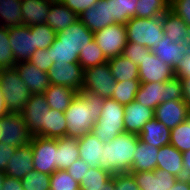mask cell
<instances>
[{
	"instance_id": "29",
	"label": "cell",
	"mask_w": 190,
	"mask_h": 190,
	"mask_svg": "<svg viewBox=\"0 0 190 190\" xmlns=\"http://www.w3.org/2000/svg\"><path fill=\"white\" fill-rule=\"evenodd\" d=\"M187 47L183 42L176 44L171 42V39L167 36L158 43L156 47L151 49V52L157 56L159 60H163L165 64H168L175 69L179 62L184 58V51Z\"/></svg>"
},
{
	"instance_id": "44",
	"label": "cell",
	"mask_w": 190,
	"mask_h": 190,
	"mask_svg": "<svg viewBox=\"0 0 190 190\" xmlns=\"http://www.w3.org/2000/svg\"><path fill=\"white\" fill-rule=\"evenodd\" d=\"M50 190H80V184L66 170L58 169L50 176Z\"/></svg>"
},
{
	"instance_id": "56",
	"label": "cell",
	"mask_w": 190,
	"mask_h": 190,
	"mask_svg": "<svg viewBox=\"0 0 190 190\" xmlns=\"http://www.w3.org/2000/svg\"><path fill=\"white\" fill-rule=\"evenodd\" d=\"M170 190H190V178H178Z\"/></svg>"
},
{
	"instance_id": "3",
	"label": "cell",
	"mask_w": 190,
	"mask_h": 190,
	"mask_svg": "<svg viewBox=\"0 0 190 190\" xmlns=\"http://www.w3.org/2000/svg\"><path fill=\"white\" fill-rule=\"evenodd\" d=\"M137 102L143 106L154 109L164 102L170 100H183V92L181 80L177 76H173L163 83H144L140 85L136 93Z\"/></svg>"
},
{
	"instance_id": "37",
	"label": "cell",
	"mask_w": 190,
	"mask_h": 190,
	"mask_svg": "<svg viewBox=\"0 0 190 190\" xmlns=\"http://www.w3.org/2000/svg\"><path fill=\"white\" fill-rule=\"evenodd\" d=\"M141 82L139 79H131L116 82L113 86V94L111 99L116 100L121 105H127L136 99V93L139 90Z\"/></svg>"
},
{
	"instance_id": "5",
	"label": "cell",
	"mask_w": 190,
	"mask_h": 190,
	"mask_svg": "<svg viewBox=\"0 0 190 190\" xmlns=\"http://www.w3.org/2000/svg\"><path fill=\"white\" fill-rule=\"evenodd\" d=\"M0 89L8 112L20 113L31 97V92L15 68L0 70Z\"/></svg>"
},
{
	"instance_id": "33",
	"label": "cell",
	"mask_w": 190,
	"mask_h": 190,
	"mask_svg": "<svg viewBox=\"0 0 190 190\" xmlns=\"http://www.w3.org/2000/svg\"><path fill=\"white\" fill-rule=\"evenodd\" d=\"M67 133V120L64 112L51 109L47 112L46 126L36 135L46 138L65 137Z\"/></svg>"
},
{
	"instance_id": "41",
	"label": "cell",
	"mask_w": 190,
	"mask_h": 190,
	"mask_svg": "<svg viewBox=\"0 0 190 190\" xmlns=\"http://www.w3.org/2000/svg\"><path fill=\"white\" fill-rule=\"evenodd\" d=\"M47 53L51 56V61L58 63H78L79 53L74 48L59 44L56 38L51 46L47 48Z\"/></svg>"
},
{
	"instance_id": "48",
	"label": "cell",
	"mask_w": 190,
	"mask_h": 190,
	"mask_svg": "<svg viewBox=\"0 0 190 190\" xmlns=\"http://www.w3.org/2000/svg\"><path fill=\"white\" fill-rule=\"evenodd\" d=\"M114 188L115 190H140L129 172L114 174Z\"/></svg>"
},
{
	"instance_id": "32",
	"label": "cell",
	"mask_w": 190,
	"mask_h": 190,
	"mask_svg": "<svg viewBox=\"0 0 190 190\" xmlns=\"http://www.w3.org/2000/svg\"><path fill=\"white\" fill-rule=\"evenodd\" d=\"M108 65L116 82L139 79L138 65L134 64L123 55H118L109 59Z\"/></svg>"
},
{
	"instance_id": "46",
	"label": "cell",
	"mask_w": 190,
	"mask_h": 190,
	"mask_svg": "<svg viewBox=\"0 0 190 190\" xmlns=\"http://www.w3.org/2000/svg\"><path fill=\"white\" fill-rule=\"evenodd\" d=\"M151 52V49L134 42H127L122 55L136 65H140L142 60Z\"/></svg>"
},
{
	"instance_id": "23",
	"label": "cell",
	"mask_w": 190,
	"mask_h": 190,
	"mask_svg": "<svg viewBox=\"0 0 190 190\" xmlns=\"http://www.w3.org/2000/svg\"><path fill=\"white\" fill-rule=\"evenodd\" d=\"M157 169L165 170L177 178H184L183 155L171 144L159 148Z\"/></svg>"
},
{
	"instance_id": "26",
	"label": "cell",
	"mask_w": 190,
	"mask_h": 190,
	"mask_svg": "<svg viewBox=\"0 0 190 190\" xmlns=\"http://www.w3.org/2000/svg\"><path fill=\"white\" fill-rule=\"evenodd\" d=\"M50 4L48 0H21L23 25L32 27L46 23Z\"/></svg>"
},
{
	"instance_id": "59",
	"label": "cell",
	"mask_w": 190,
	"mask_h": 190,
	"mask_svg": "<svg viewBox=\"0 0 190 190\" xmlns=\"http://www.w3.org/2000/svg\"><path fill=\"white\" fill-rule=\"evenodd\" d=\"M88 190H115V188H114V174L112 175V178L106 183V185L103 188L88 189Z\"/></svg>"
},
{
	"instance_id": "19",
	"label": "cell",
	"mask_w": 190,
	"mask_h": 190,
	"mask_svg": "<svg viewBox=\"0 0 190 190\" xmlns=\"http://www.w3.org/2000/svg\"><path fill=\"white\" fill-rule=\"evenodd\" d=\"M124 114L125 132L138 135L143 126L154 118L155 112L154 109L133 100L124 106Z\"/></svg>"
},
{
	"instance_id": "21",
	"label": "cell",
	"mask_w": 190,
	"mask_h": 190,
	"mask_svg": "<svg viewBox=\"0 0 190 190\" xmlns=\"http://www.w3.org/2000/svg\"><path fill=\"white\" fill-rule=\"evenodd\" d=\"M31 94L43 93L50 85L48 74L32 63L18 62L14 67Z\"/></svg>"
},
{
	"instance_id": "52",
	"label": "cell",
	"mask_w": 190,
	"mask_h": 190,
	"mask_svg": "<svg viewBox=\"0 0 190 190\" xmlns=\"http://www.w3.org/2000/svg\"><path fill=\"white\" fill-rule=\"evenodd\" d=\"M98 0H61L69 9L74 11L78 16L90 8L92 5L96 4Z\"/></svg>"
},
{
	"instance_id": "10",
	"label": "cell",
	"mask_w": 190,
	"mask_h": 190,
	"mask_svg": "<svg viewBox=\"0 0 190 190\" xmlns=\"http://www.w3.org/2000/svg\"><path fill=\"white\" fill-rule=\"evenodd\" d=\"M93 34L95 42L102 49L107 60L122 55L127 44L125 25L111 24Z\"/></svg>"
},
{
	"instance_id": "22",
	"label": "cell",
	"mask_w": 190,
	"mask_h": 190,
	"mask_svg": "<svg viewBox=\"0 0 190 190\" xmlns=\"http://www.w3.org/2000/svg\"><path fill=\"white\" fill-rule=\"evenodd\" d=\"M4 171L10 178L22 180L26 174L34 169L33 151L30 144L24 147H18L12 154Z\"/></svg>"
},
{
	"instance_id": "58",
	"label": "cell",
	"mask_w": 190,
	"mask_h": 190,
	"mask_svg": "<svg viewBox=\"0 0 190 190\" xmlns=\"http://www.w3.org/2000/svg\"><path fill=\"white\" fill-rule=\"evenodd\" d=\"M8 112L6 106H5V101L3 99V93L0 89V117H2L3 115H6Z\"/></svg>"
},
{
	"instance_id": "11",
	"label": "cell",
	"mask_w": 190,
	"mask_h": 190,
	"mask_svg": "<svg viewBox=\"0 0 190 190\" xmlns=\"http://www.w3.org/2000/svg\"><path fill=\"white\" fill-rule=\"evenodd\" d=\"M50 107L43 93L31 94L30 100L20 112L32 136H36L46 126Z\"/></svg>"
},
{
	"instance_id": "24",
	"label": "cell",
	"mask_w": 190,
	"mask_h": 190,
	"mask_svg": "<svg viewBox=\"0 0 190 190\" xmlns=\"http://www.w3.org/2000/svg\"><path fill=\"white\" fill-rule=\"evenodd\" d=\"M171 129L155 118L149 120L138 134L139 140L160 148L170 144Z\"/></svg>"
},
{
	"instance_id": "38",
	"label": "cell",
	"mask_w": 190,
	"mask_h": 190,
	"mask_svg": "<svg viewBox=\"0 0 190 190\" xmlns=\"http://www.w3.org/2000/svg\"><path fill=\"white\" fill-rule=\"evenodd\" d=\"M105 62H108V60L94 39L84 48H81L78 63L83 69H88Z\"/></svg>"
},
{
	"instance_id": "30",
	"label": "cell",
	"mask_w": 190,
	"mask_h": 190,
	"mask_svg": "<svg viewBox=\"0 0 190 190\" xmlns=\"http://www.w3.org/2000/svg\"><path fill=\"white\" fill-rule=\"evenodd\" d=\"M77 91L58 84H50L43 92L51 109L65 112L77 95Z\"/></svg>"
},
{
	"instance_id": "51",
	"label": "cell",
	"mask_w": 190,
	"mask_h": 190,
	"mask_svg": "<svg viewBox=\"0 0 190 190\" xmlns=\"http://www.w3.org/2000/svg\"><path fill=\"white\" fill-rule=\"evenodd\" d=\"M89 169L90 166L88 164H86L82 159H78L72 165H70L66 171L75 181L80 183Z\"/></svg>"
},
{
	"instance_id": "2",
	"label": "cell",
	"mask_w": 190,
	"mask_h": 190,
	"mask_svg": "<svg viewBox=\"0 0 190 190\" xmlns=\"http://www.w3.org/2000/svg\"><path fill=\"white\" fill-rule=\"evenodd\" d=\"M138 141L137 134L124 132L104 143L103 168L112 174L130 172Z\"/></svg>"
},
{
	"instance_id": "42",
	"label": "cell",
	"mask_w": 190,
	"mask_h": 190,
	"mask_svg": "<svg viewBox=\"0 0 190 190\" xmlns=\"http://www.w3.org/2000/svg\"><path fill=\"white\" fill-rule=\"evenodd\" d=\"M16 64L9 42L8 28L0 25V70L14 68Z\"/></svg>"
},
{
	"instance_id": "43",
	"label": "cell",
	"mask_w": 190,
	"mask_h": 190,
	"mask_svg": "<svg viewBox=\"0 0 190 190\" xmlns=\"http://www.w3.org/2000/svg\"><path fill=\"white\" fill-rule=\"evenodd\" d=\"M50 176L33 169L21 180V185L24 190H50Z\"/></svg>"
},
{
	"instance_id": "28",
	"label": "cell",
	"mask_w": 190,
	"mask_h": 190,
	"mask_svg": "<svg viewBox=\"0 0 190 190\" xmlns=\"http://www.w3.org/2000/svg\"><path fill=\"white\" fill-rule=\"evenodd\" d=\"M78 19V15L62 2H51L45 24L58 33L65 30Z\"/></svg>"
},
{
	"instance_id": "7",
	"label": "cell",
	"mask_w": 190,
	"mask_h": 190,
	"mask_svg": "<svg viewBox=\"0 0 190 190\" xmlns=\"http://www.w3.org/2000/svg\"><path fill=\"white\" fill-rule=\"evenodd\" d=\"M29 144L33 151L34 170L51 175L57 169V138L32 136Z\"/></svg>"
},
{
	"instance_id": "47",
	"label": "cell",
	"mask_w": 190,
	"mask_h": 190,
	"mask_svg": "<svg viewBox=\"0 0 190 190\" xmlns=\"http://www.w3.org/2000/svg\"><path fill=\"white\" fill-rule=\"evenodd\" d=\"M28 62L32 63L33 65L37 66L41 71L48 73L49 69L54 64L51 61V56L47 53V49H36L33 55L30 57Z\"/></svg>"
},
{
	"instance_id": "49",
	"label": "cell",
	"mask_w": 190,
	"mask_h": 190,
	"mask_svg": "<svg viewBox=\"0 0 190 190\" xmlns=\"http://www.w3.org/2000/svg\"><path fill=\"white\" fill-rule=\"evenodd\" d=\"M170 9L190 28V0H171Z\"/></svg>"
},
{
	"instance_id": "8",
	"label": "cell",
	"mask_w": 190,
	"mask_h": 190,
	"mask_svg": "<svg viewBox=\"0 0 190 190\" xmlns=\"http://www.w3.org/2000/svg\"><path fill=\"white\" fill-rule=\"evenodd\" d=\"M0 142L8 146L24 147L31 141L32 135L21 113L9 112L0 117Z\"/></svg>"
},
{
	"instance_id": "60",
	"label": "cell",
	"mask_w": 190,
	"mask_h": 190,
	"mask_svg": "<svg viewBox=\"0 0 190 190\" xmlns=\"http://www.w3.org/2000/svg\"><path fill=\"white\" fill-rule=\"evenodd\" d=\"M5 176L6 175L4 172H0V190H3L2 186H3V180H4Z\"/></svg>"
},
{
	"instance_id": "53",
	"label": "cell",
	"mask_w": 190,
	"mask_h": 190,
	"mask_svg": "<svg viewBox=\"0 0 190 190\" xmlns=\"http://www.w3.org/2000/svg\"><path fill=\"white\" fill-rule=\"evenodd\" d=\"M17 147L8 146L7 144L0 142V172H4L8 161L12 157V154Z\"/></svg>"
},
{
	"instance_id": "57",
	"label": "cell",
	"mask_w": 190,
	"mask_h": 190,
	"mask_svg": "<svg viewBox=\"0 0 190 190\" xmlns=\"http://www.w3.org/2000/svg\"><path fill=\"white\" fill-rule=\"evenodd\" d=\"M183 155V169H184V178H190V150L182 153Z\"/></svg>"
},
{
	"instance_id": "14",
	"label": "cell",
	"mask_w": 190,
	"mask_h": 190,
	"mask_svg": "<svg viewBox=\"0 0 190 190\" xmlns=\"http://www.w3.org/2000/svg\"><path fill=\"white\" fill-rule=\"evenodd\" d=\"M139 67V80L144 83H163L174 76V69L150 52Z\"/></svg>"
},
{
	"instance_id": "18",
	"label": "cell",
	"mask_w": 190,
	"mask_h": 190,
	"mask_svg": "<svg viewBox=\"0 0 190 190\" xmlns=\"http://www.w3.org/2000/svg\"><path fill=\"white\" fill-rule=\"evenodd\" d=\"M56 38L59 40V44L74 48L80 53L81 48L94 39V34L78 19L65 30L58 32Z\"/></svg>"
},
{
	"instance_id": "15",
	"label": "cell",
	"mask_w": 190,
	"mask_h": 190,
	"mask_svg": "<svg viewBox=\"0 0 190 190\" xmlns=\"http://www.w3.org/2000/svg\"><path fill=\"white\" fill-rule=\"evenodd\" d=\"M154 118L169 129L184 122L190 114V108L183 100H170L160 103L154 110Z\"/></svg>"
},
{
	"instance_id": "9",
	"label": "cell",
	"mask_w": 190,
	"mask_h": 190,
	"mask_svg": "<svg viewBox=\"0 0 190 190\" xmlns=\"http://www.w3.org/2000/svg\"><path fill=\"white\" fill-rule=\"evenodd\" d=\"M116 80L111 74L108 62L84 69V83L81 90L111 98Z\"/></svg>"
},
{
	"instance_id": "55",
	"label": "cell",
	"mask_w": 190,
	"mask_h": 190,
	"mask_svg": "<svg viewBox=\"0 0 190 190\" xmlns=\"http://www.w3.org/2000/svg\"><path fill=\"white\" fill-rule=\"evenodd\" d=\"M181 80L183 101L190 108V78H179Z\"/></svg>"
},
{
	"instance_id": "27",
	"label": "cell",
	"mask_w": 190,
	"mask_h": 190,
	"mask_svg": "<svg viewBox=\"0 0 190 190\" xmlns=\"http://www.w3.org/2000/svg\"><path fill=\"white\" fill-rule=\"evenodd\" d=\"M158 151L159 148L139 140L129 173L154 171L157 166Z\"/></svg>"
},
{
	"instance_id": "50",
	"label": "cell",
	"mask_w": 190,
	"mask_h": 190,
	"mask_svg": "<svg viewBox=\"0 0 190 190\" xmlns=\"http://www.w3.org/2000/svg\"><path fill=\"white\" fill-rule=\"evenodd\" d=\"M187 50L184 51V58L174 69V76L178 78H190V40L184 41Z\"/></svg>"
},
{
	"instance_id": "16",
	"label": "cell",
	"mask_w": 190,
	"mask_h": 190,
	"mask_svg": "<svg viewBox=\"0 0 190 190\" xmlns=\"http://www.w3.org/2000/svg\"><path fill=\"white\" fill-rule=\"evenodd\" d=\"M78 18L93 33L114 24L110 3L107 0H98L96 4L83 11Z\"/></svg>"
},
{
	"instance_id": "35",
	"label": "cell",
	"mask_w": 190,
	"mask_h": 190,
	"mask_svg": "<svg viewBox=\"0 0 190 190\" xmlns=\"http://www.w3.org/2000/svg\"><path fill=\"white\" fill-rule=\"evenodd\" d=\"M110 3L111 18L114 24H122L134 18L138 0H107Z\"/></svg>"
},
{
	"instance_id": "25",
	"label": "cell",
	"mask_w": 190,
	"mask_h": 190,
	"mask_svg": "<svg viewBox=\"0 0 190 190\" xmlns=\"http://www.w3.org/2000/svg\"><path fill=\"white\" fill-rule=\"evenodd\" d=\"M161 22L165 36L169 37L171 42L179 44L190 40V28L171 9L162 15Z\"/></svg>"
},
{
	"instance_id": "12",
	"label": "cell",
	"mask_w": 190,
	"mask_h": 190,
	"mask_svg": "<svg viewBox=\"0 0 190 190\" xmlns=\"http://www.w3.org/2000/svg\"><path fill=\"white\" fill-rule=\"evenodd\" d=\"M50 84H58L79 92L84 83V69L79 63L55 62L48 71Z\"/></svg>"
},
{
	"instance_id": "40",
	"label": "cell",
	"mask_w": 190,
	"mask_h": 190,
	"mask_svg": "<svg viewBox=\"0 0 190 190\" xmlns=\"http://www.w3.org/2000/svg\"><path fill=\"white\" fill-rule=\"evenodd\" d=\"M170 144L181 153L190 150V114L186 120L171 129Z\"/></svg>"
},
{
	"instance_id": "17",
	"label": "cell",
	"mask_w": 190,
	"mask_h": 190,
	"mask_svg": "<svg viewBox=\"0 0 190 190\" xmlns=\"http://www.w3.org/2000/svg\"><path fill=\"white\" fill-rule=\"evenodd\" d=\"M140 190H170L177 177L161 169L131 173Z\"/></svg>"
},
{
	"instance_id": "31",
	"label": "cell",
	"mask_w": 190,
	"mask_h": 190,
	"mask_svg": "<svg viewBox=\"0 0 190 190\" xmlns=\"http://www.w3.org/2000/svg\"><path fill=\"white\" fill-rule=\"evenodd\" d=\"M78 159L80 156L77 138H57V169L67 170Z\"/></svg>"
},
{
	"instance_id": "20",
	"label": "cell",
	"mask_w": 190,
	"mask_h": 190,
	"mask_svg": "<svg viewBox=\"0 0 190 190\" xmlns=\"http://www.w3.org/2000/svg\"><path fill=\"white\" fill-rule=\"evenodd\" d=\"M79 156L86 164L93 168H103L104 143L96 135L89 132L77 139Z\"/></svg>"
},
{
	"instance_id": "54",
	"label": "cell",
	"mask_w": 190,
	"mask_h": 190,
	"mask_svg": "<svg viewBox=\"0 0 190 190\" xmlns=\"http://www.w3.org/2000/svg\"><path fill=\"white\" fill-rule=\"evenodd\" d=\"M3 190H24L22 185H21V180L19 179H14L5 176L3 180Z\"/></svg>"
},
{
	"instance_id": "1",
	"label": "cell",
	"mask_w": 190,
	"mask_h": 190,
	"mask_svg": "<svg viewBox=\"0 0 190 190\" xmlns=\"http://www.w3.org/2000/svg\"><path fill=\"white\" fill-rule=\"evenodd\" d=\"M104 101L100 95L80 90L64 112L66 136L78 139L91 132L101 115Z\"/></svg>"
},
{
	"instance_id": "13",
	"label": "cell",
	"mask_w": 190,
	"mask_h": 190,
	"mask_svg": "<svg viewBox=\"0 0 190 190\" xmlns=\"http://www.w3.org/2000/svg\"><path fill=\"white\" fill-rule=\"evenodd\" d=\"M9 42L15 61L25 62L36 51L34 35L27 25L8 27Z\"/></svg>"
},
{
	"instance_id": "6",
	"label": "cell",
	"mask_w": 190,
	"mask_h": 190,
	"mask_svg": "<svg viewBox=\"0 0 190 190\" xmlns=\"http://www.w3.org/2000/svg\"><path fill=\"white\" fill-rule=\"evenodd\" d=\"M125 28L127 42L138 43L149 49L156 47L165 37L161 17H134L125 23Z\"/></svg>"
},
{
	"instance_id": "4",
	"label": "cell",
	"mask_w": 190,
	"mask_h": 190,
	"mask_svg": "<svg viewBox=\"0 0 190 190\" xmlns=\"http://www.w3.org/2000/svg\"><path fill=\"white\" fill-rule=\"evenodd\" d=\"M124 115V105L111 98L105 99L101 115L91 132L101 142H110L114 137L125 132Z\"/></svg>"
},
{
	"instance_id": "36",
	"label": "cell",
	"mask_w": 190,
	"mask_h": 190,
	"mask_svg": "<svg viewBox=\"0 0 190 190\" xmlns=\"http://www.w3.org/2000/svg\"><path fill=\"white\" fill-rule=\"evenodd\" d=\"M171 0H138L136 7L137 18H155L170 9Z\"/></svg>"
},
{
	"instance_id": "34",
	"label": "cell",
	"mask_w": 190,
	"mask_h": 190,
	"mask_svg": "<svg viewBox=\"0 0 190 190\" xmlns=\"http://www.w3.org/2000/svg\"><path fill=\"white\" fill-rule=\"evenodd\" d=\"M23 25L21 0H0V25L14 27Z\"/></svg>"
},
{
	"instance_id": "45",
	"label": "cell",
	"mask_w": 190,
	"mask_h": 190,
	"mask_svg": "<svg viewBox=\"0 0 190 190\" xmlns=\"http://www.w3.org/2000/svg\"><path fill=\"white\" fill-rule=\"evenodd\" d=\"M30 31L34 35L37 49H47L53 44L57 35V33L45 23L30 27Z\"/></svg>"
},
{
	"instance_id": "39",
	"label": "cell",
	"mask_w": 190,
	"mask_h": 190,
	"mask_svg": "<svg viewBox=\"0 0 190 190\" xmlns=\"http://www.w3.org/2000/svg\"><path fill=\"white\" fill-rule=\"evenodd\" d=\"M112 173L104 168L90 167L89 171L84 175L80 184V190L103 188L112 178Z\"/></svg>"
}]
</instances>
